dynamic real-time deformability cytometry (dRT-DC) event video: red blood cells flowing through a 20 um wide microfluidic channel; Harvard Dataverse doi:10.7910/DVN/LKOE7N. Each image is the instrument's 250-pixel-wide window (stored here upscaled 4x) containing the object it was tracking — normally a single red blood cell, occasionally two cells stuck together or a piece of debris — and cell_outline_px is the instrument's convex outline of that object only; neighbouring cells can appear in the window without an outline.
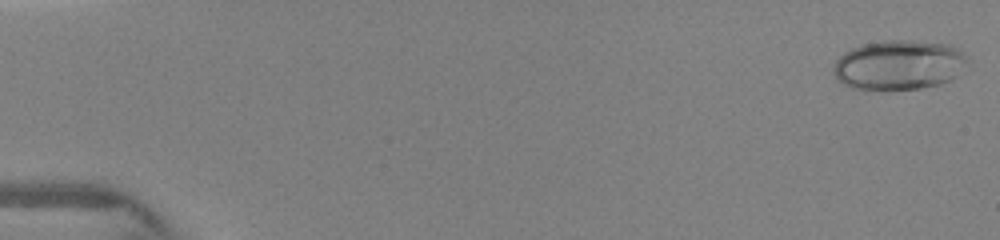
{"species": "human", "species_latin": "Homo sapiens", "temperature_condition": "warm", "stored_images_in_passage": 10, "camera_frame_rate_fps": 3000, "um_per_image_px": 0.085, "donor": {"sex": "female"}, "frame": {"image": 1, "passage_image": 1, "time_ms": 0.0, "image_size_px": [1000, 240], "cell_outline_px": [[964, 60], [956, 76], [952, 80], [940, 84], [920, 88], [852, 88], [844, 84], [836, 76], [836, 60], [844, 52], [852, 48], [864, 44], [884, 40], [912, 40], [948, 44], [956, 48], [964, 56]], "centroid_in_image_um": [76.39, 5.49], "position_along_channel_um": 8.6, "area_um2": 37.69}}